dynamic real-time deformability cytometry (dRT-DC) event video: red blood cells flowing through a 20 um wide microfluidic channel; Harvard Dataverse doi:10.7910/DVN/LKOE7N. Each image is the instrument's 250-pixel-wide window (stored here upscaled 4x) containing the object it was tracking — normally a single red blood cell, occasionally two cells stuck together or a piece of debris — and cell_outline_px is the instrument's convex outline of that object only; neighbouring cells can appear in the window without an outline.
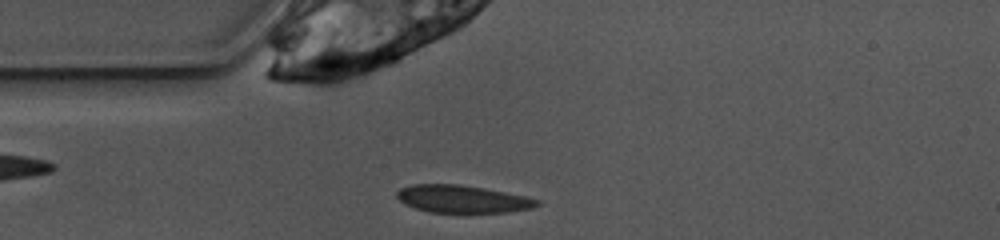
{"species": "common noctule bat (a hibernating species)", "species_latin": "Nyctalus noctula", "temperature_condition": "warm", "stored_images_in_passage": 39, "camera_frame_rate_fps": 3000, "um_per_image_px": 0.085, "animal": {"sex": "female", "body_mass_g": 10.0, "forearm_length_mm": 53.1}, "frame": {"image": 1, "passage_image": 3, "time_ms": 0.667, "image_size_px": [1000, 240], "cell_outline_px": [[540, 204], [532, 208], [508, 212], [428, 212], [416, 208], [400, 200], [396, 196], [396, 192], [400, 188], [412, 184], [460, 184], [484, 188], [524, 196], [540, 200]], "centroid_in_image_um": [39.31, 16.91], "position_along_channel_um": 45.7, "area_um2": 22.31}}
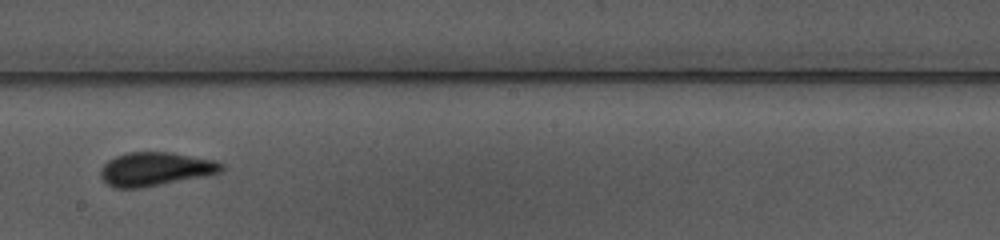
{"frame": {"image": 2, "passage_image": 18, "time_ms": 5.667, "image_size_px": [1000, 240], "cell_outline_px": [[224, 168], [220, 172], [208, 176], [144, 188], [112, 188], [100, 176], [100, 168], [108, 160], [116, 156], [128, 152], [172, 152], [216, 160], [224, 164]], "centroid_in_image_um": [13.24, 14.38], "position_along_channel_um": 235.0, "area_um2": 24.16}}
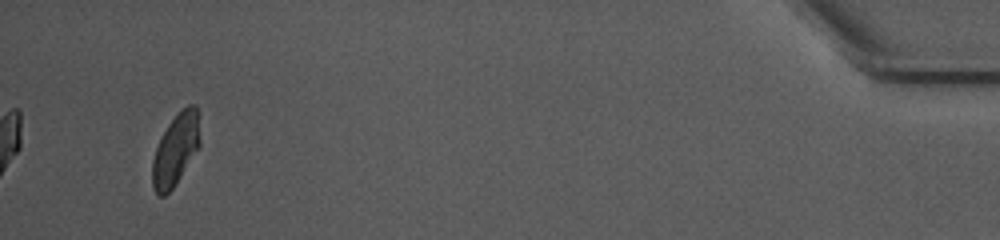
{"frame": {"image": 3, "passage_image": 39, "time_ms": 12.667, "image_size_px": [1000, 240], "cell_outline_px": [[200, 148], [172, 188], [164, 196], [160, 196], [152, 188], [152, 160], [156, 148], [168, 124], [188, 104], [196, 104], [200, 140]], "centroid_in_image_um": [14.93, 12.74], "position_along_channel_um": 420.3, "area_um2": 19.59}, "authors_computed_cell_mechanics": {"area_um2": 22.3686, "velocity_mm_per_s": 3.8933, "shape_relaxation_time_tau1_ms": 3.6837, "shape_relaxation_time_tau2_ms": null, "deformation_change_tau1": 0.1231, "deformation_change_tau2": null}}